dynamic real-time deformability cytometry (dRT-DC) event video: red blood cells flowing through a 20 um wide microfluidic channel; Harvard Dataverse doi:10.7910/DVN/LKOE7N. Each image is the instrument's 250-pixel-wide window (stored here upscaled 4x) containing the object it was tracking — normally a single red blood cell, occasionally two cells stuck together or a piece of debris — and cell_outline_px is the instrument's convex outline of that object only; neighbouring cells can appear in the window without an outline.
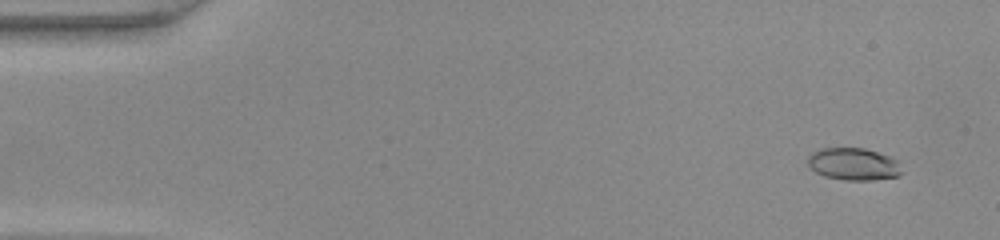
{"species": "common noctule bat (a hibernating species)", "species_latin": "Nyctalus noctula", "temperature_condition": "warm", "stored_images_in_passage": 46, "camera_frame_rate_fps": 3000, "um_per_image_px": 0.085, "animal": {"sex": "female", "body_mass_g": 22.0, "forearm_length_mm": 56.7}, "frame": {"image": 1, "passage_image": 2, "time_ms": 0.333, "image_size_px": [1000, 240], "cell_outline_px": [[904, 172], [900, 176], [872, 180], [844, 180], [824, 176], [816, 172], [808, 164], [808, 156], [812, 152], [824, 148], [864, 148], [892, 156], [896, 160]], "centroid_in_image_um": [72.59, 13.95], "position_along_channel_um": 12.4, "area_um2": 17.8}}
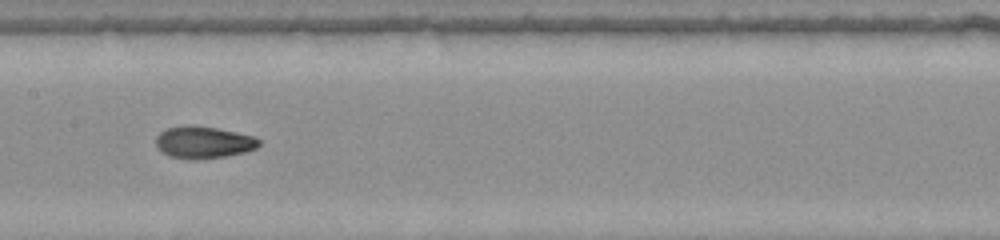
{"frame": {"image": 2, "passage_image": 23, "time_ms": 7.333, "image_size_px": [1000, 240], "cell_outline_px": [[260, 144], [256, 148], [244, 152], [224, 156], [192, 160], [168, 156], [160, 152], [156, 148], [156, 136], [160, 132], [168, 128], [188, 124], [192, 124], [216, 128], [252, 136], [260, 140]], "centroid_in_image_um": [17.23, 12.1], "position_along_channel_um": 190.2, "area_um2": 19.31}}
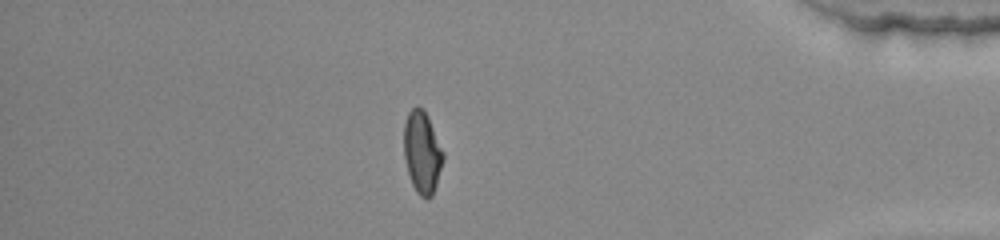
{"frame": {"image": 3, "passage_image": 40, "time_ms": 13.0, "image_size_px": [1000, 240], "cell_outline_px": [[444, 160], [432, 196], [428, 200], [420, 196], [416, 192], [412, 184], [408, 172], [404, 156], [404, 124], [408, 112], [416, 104], [424, 108], [444, 152]], "centroid_in_image_um": [35.88, 12.93], "position_along_channel_um": 399.3, "area_um2": 18.96}}